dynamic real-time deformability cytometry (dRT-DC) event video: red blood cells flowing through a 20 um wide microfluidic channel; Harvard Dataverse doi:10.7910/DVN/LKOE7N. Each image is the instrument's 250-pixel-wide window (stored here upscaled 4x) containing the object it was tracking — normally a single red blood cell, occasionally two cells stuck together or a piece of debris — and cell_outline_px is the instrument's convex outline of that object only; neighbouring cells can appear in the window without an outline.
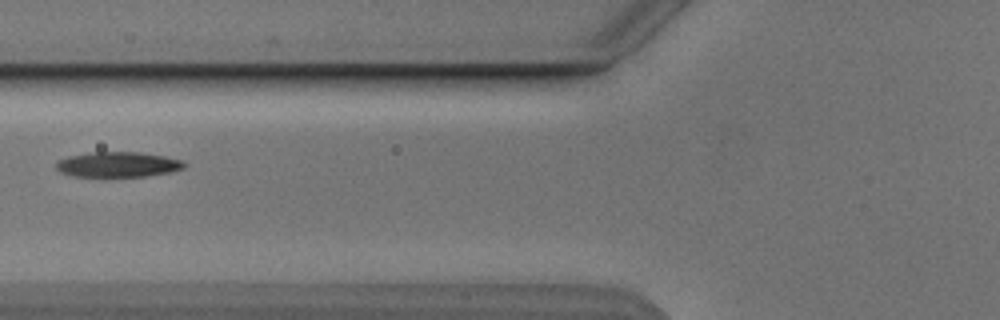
{"species": "Egyptian fruit bat (a non-hibernating species)", "species_latin": "Rousettus aegyptiacus", "temperature_condition": "cold", "stored_images_in_passage": 3, "camera_frame_rate_fps": 3000, "um_per_image_px": 0.085, "animal": {"sex": "male"}, "frame": {"image": 1, "passage_image": 2, "time_ms": 1.333, "image_size_px": [1000, 320], "cell_outline_px": [[184, 168], [168, 172], [144, 176], [72, 176], [60, 172], [56, 168], [56, 160], [68, 156], [92, 152], [140, 152], [164, 156], [180, 160], [184, 164]], "centroid_in_image_um": [9.95, 13.97], "position_along_channel_um": 115.8, "area_um2": 18.61}}